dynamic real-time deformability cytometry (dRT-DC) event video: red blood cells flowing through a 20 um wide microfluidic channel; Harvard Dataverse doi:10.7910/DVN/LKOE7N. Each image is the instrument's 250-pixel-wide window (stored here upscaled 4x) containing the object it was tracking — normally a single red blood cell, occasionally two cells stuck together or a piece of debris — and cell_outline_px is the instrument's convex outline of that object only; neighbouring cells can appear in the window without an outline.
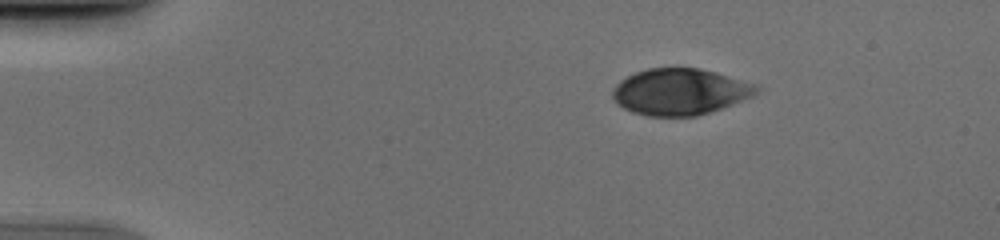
{"species": "human", "species_latin": "Homo sapiens", "temperature_condition": "cold", "stored_images_in_passage": 52, "camera_frame_rate_fps": 3000, "um_per_image_px": 0.085, "donor": {"sex": "male"}, "frame": {"image": 1, "passage_image": 9, "time_ms": 2.667, "image_size_px": [1000, 240], "cell_outline_px": [[760, 88], [752, 96], [712, 112], [696, 116], [648, 116], [632, 112], [624, 108], [612, 96], [612, 88], [620, 80], [636, 72], [648, 68], [700, 68], [716, 72], [760, 84]], "centroid_in_image_um": [57.83, 7.79], "position_along_channel_um": 27.2, "area_um2": 39.02}}
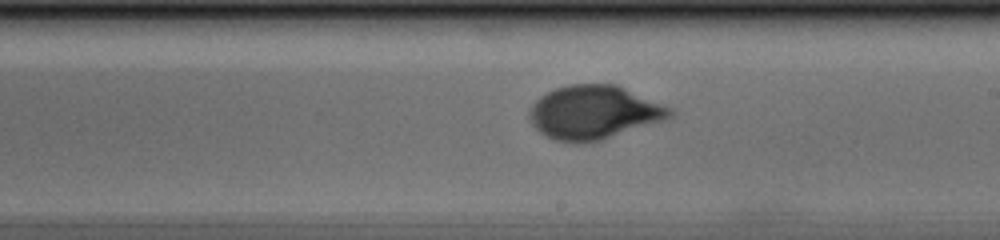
{"frame": {"image": 2, "passage_image": 31, "time_ms": 10.0, "image_size_px": [1000, 240], "cell_outline_px": [[676, 116], [664, 120], [600, 140], [584, 144], [572, 144], [556, 140], [544, 136], [532, 124], [528, 116], [528, 108], [540, 96], [556, 88], [568, 84], [616, 84], [672, 108], [676, 112]], "centroid_in_image_um": [50.46, 9.56], "position_along_channel_um": 238.5, "area_um2": 44.27}}
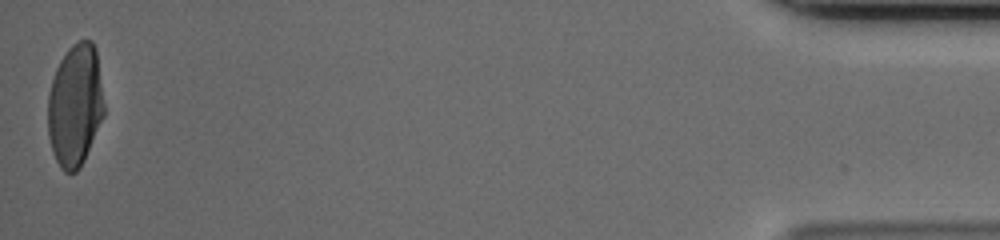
{"frame": {"image": 3, "passage_image": 52, "time_ms": 17.0, "image_size_px": [1000, 240], "cell_outline_px": [[104, 116], [84, 160], [80, 168], [76, 172], [64, 172], [60, 168], [52, 152], [48, 136], [48, 96], [52, 80], [56, 68], [60, 60], [68, 48], [72, 44], [80, 40], [92, 40], [96, 48], [104, 104]], "centroid_in_image_um": [6.38, 8.96], "position_along_channel_um": 428.8, "area_um2": 40.29}}